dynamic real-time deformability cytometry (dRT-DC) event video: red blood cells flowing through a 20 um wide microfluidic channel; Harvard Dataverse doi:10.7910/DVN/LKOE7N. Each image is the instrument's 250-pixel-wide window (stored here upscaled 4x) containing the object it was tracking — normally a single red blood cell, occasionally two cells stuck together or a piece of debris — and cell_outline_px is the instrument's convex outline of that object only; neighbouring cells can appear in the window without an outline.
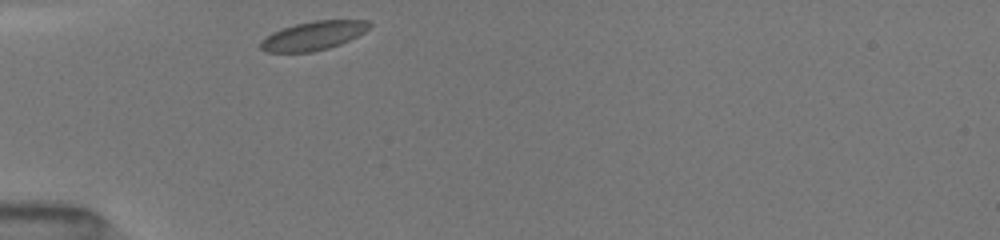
{"species": "common noctule bat (a hibernating species)", "species_latin": "Nyctalus noctula", "temperature_condition": "room temperature", "stored_images_in_passage": 34, "camera_frame_rate_fps": 3000, "um_per_image_px": 0.085, "animal": {"sex": "female", "body_mass_g": 19.5, "forearm_length_mm": 54.1}, "frame": {"image": 1, "passage_image": 1, "time_ms": 0.0, "image_size_px": [1000, 240], "cell_outline_px": [[372, 24], [364, 32], [340, 44], [328, 48], [312, 52], [268, 52], [260, 48], [260, 40], [272, 32], [296, 24], [316, 20], [368, 20]], "centroid_in_image_um": [26.62, 3.03], "position_along_channel_um": 58.4, "area_um2": 18.09}}
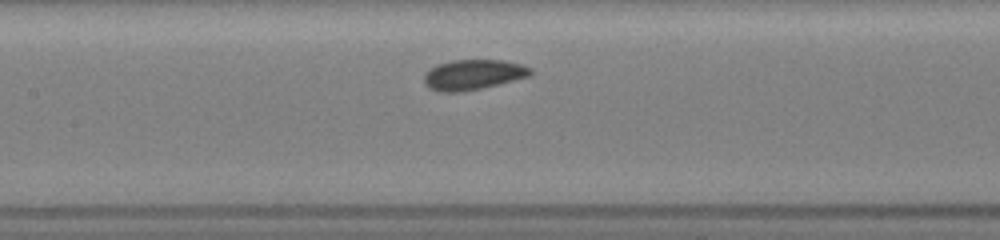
{"frame": {"image": 2, "passage_image": 13, "time_ms": 3.0, "image_size_px": [1000, 240], "cell_outline_px": [[532, 72], [528, 76], [464, 92], [440, 92], [428, 88], [424, 84], [424, 76], [432, 68], [440, 64], [452, 60], [504, 60], [520, 64], [532, 68]], "centroid_in_image_um": [40.2, 6.35], "position_along_channel_um": 167.2, "area_um2": 18.44}}
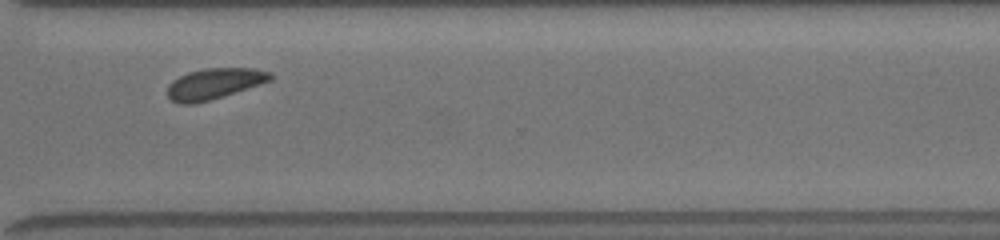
{"frame": {"image": 3, "passage_image": 33, "time_ms": 7.667, "image_size_px": [1000, 240], "cell_outline_px": [[272, 80], [224, 96], [196, 104], [180, 104], [172, 100], [168, 96], [168, 84], [172, 80], [188, 72], [204, 68], [256, 68], [272, 72]], "centroid_in_image_um": [18.22, 7.11], "position_along_channel_um": 352.4, "area_um2": 18.61}}